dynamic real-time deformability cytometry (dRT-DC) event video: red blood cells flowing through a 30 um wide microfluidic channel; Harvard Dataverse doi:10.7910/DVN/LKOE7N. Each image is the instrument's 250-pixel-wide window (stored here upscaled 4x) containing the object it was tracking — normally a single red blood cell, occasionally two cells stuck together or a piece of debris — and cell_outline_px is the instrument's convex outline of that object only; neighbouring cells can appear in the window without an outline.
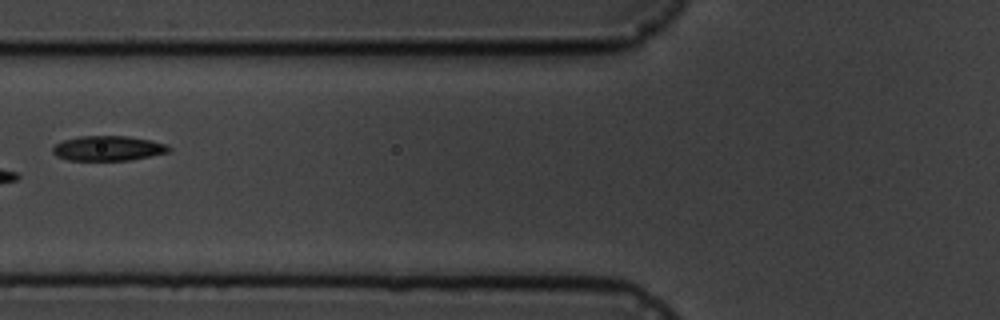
{"species": "common noctule bat (a hibernating species)", "species_latin": "Nyctalus noctula", "temperature_condition": "cold", "stored_images_in_passage": 8, "camera_frame_rate_fps": 3000, "um_per_image_px": 0.085, "animal": {"sex": "male", "body_mass_g": 19.5, "forearm_length_mm": 54.6}, "frame": {"image": 1, "passage_image": 8, "time_ms": 7.667, "image_size_px": [1000, 320], "cell_outline_px": [[172, 148], [168, 152], [128, 160], [68, 160], [56, 156], [52, 152], [52, 148], [56, 144], [64, 140], [80, 136], [128, 136], [152, 140], [168, 144]], "centroid_in_image_um": [9.2, 12.6], "position_along_channel_um": 116.6, "area_um2": 16.82}}